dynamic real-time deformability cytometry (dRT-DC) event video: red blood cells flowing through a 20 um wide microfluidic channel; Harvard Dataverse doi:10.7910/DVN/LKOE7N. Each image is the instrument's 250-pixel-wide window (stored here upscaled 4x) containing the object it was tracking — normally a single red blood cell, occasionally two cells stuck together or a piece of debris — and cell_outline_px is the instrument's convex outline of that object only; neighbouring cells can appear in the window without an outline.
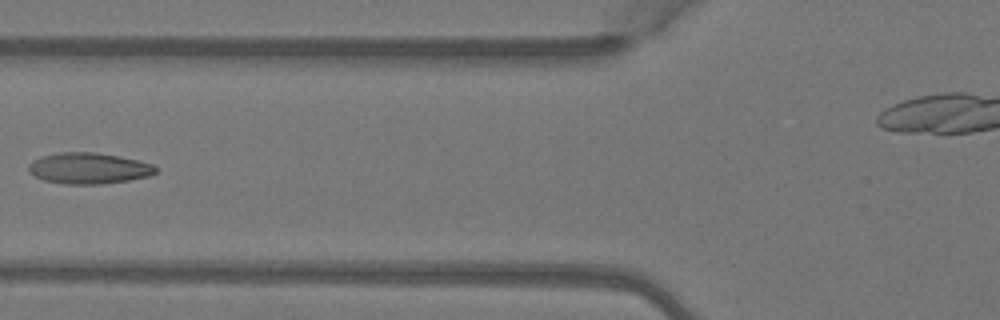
{"species": "Egyptian fruit bat (a non-hibernating species)", "species_latin": "Rousettus aegyptiacus", "temperature_condition": "warm", "stored_images_in_passage": 5, "camera_frame_rate_fps": 3000, "um_per_image_px": 0.085, "animal": {"sex": "female"}, "frame": {"image": 1, "passage_image": 4, "time_ms": 1.0, "image_size_px": [1000, 320], "cell_outline_px": [[156, 172], [148, 176], [128, 180], [100, 184], [64, 184], [44, 180], [28, 172], [28, 164], [32, 160], [40, 156], [56, 152], [96, 152], [120, 156], [152, 164], [156, 168]], "centroid_in_image_um": [7.48, 14.29], "position_along_channel_um": 118.3, "area_um2": 23.06}}
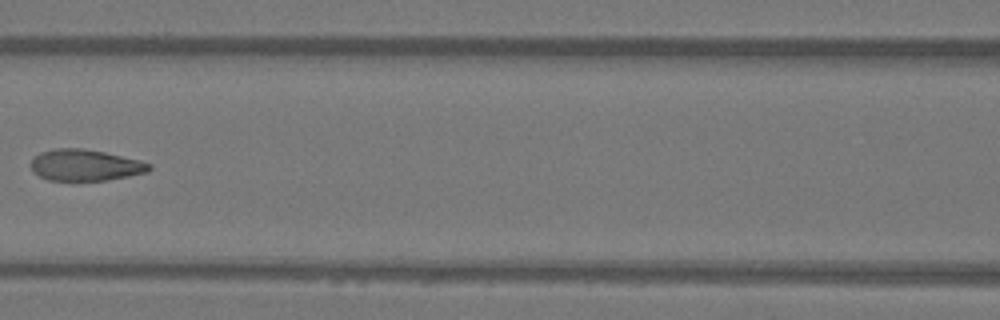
{"frame": {"image": 2, "passage_image": 5, "time_ms": 1.333, "image_size_px": [1000, 320], "cell_outline_px": [[152, 168], [148, 172], [108, 180], [48, 180], [32, 172], [32, 160], [40, 152], [56, 148], [84, 148], [104, 152], [140, 160], [152, 164]], "centroid_in_image_um": [7.27, 14.03], "position_along_channel_um": 159.3, "area_um2": 21.56}}